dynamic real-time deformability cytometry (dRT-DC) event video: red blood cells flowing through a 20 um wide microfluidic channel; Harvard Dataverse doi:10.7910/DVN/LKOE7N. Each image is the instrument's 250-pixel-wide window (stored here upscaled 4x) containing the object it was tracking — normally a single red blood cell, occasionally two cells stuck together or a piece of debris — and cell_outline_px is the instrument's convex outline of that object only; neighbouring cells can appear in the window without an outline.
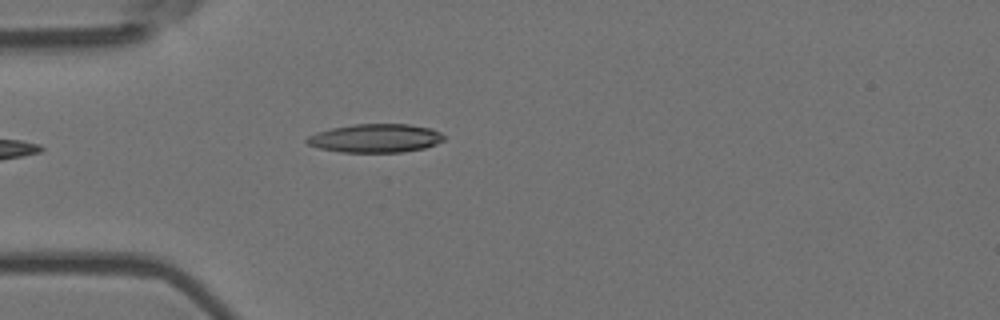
{"species": "Egyptian fruit bat (a non-hibernating species)", "species_latin": "Rousettus aegyptiacus", "temperature_condition": "room temperature", "stored_images_in_passage": 1, "camera_frame_rate_fps": 3000, "um_per_image_px": 0.085, "animal": {"sex": "female"}, "frame": {"image": 1, "passage_image": 1, "time_ms": 0.0, "image_size_px": [1000, 320], "cell_outline_px": [[448, 136], [444, 140], [436, 144], [424, 148], [404, 152], [340, 152], [320, 148], [308, 144], [304, 140], [308, 136], [316, 132], [332, 128], [352, 124], [408, 124], [432, 128]], "centroid_in_image_um": [31.95, 11.74], "position_along_channel_um": 53.1, "area_um2": 23.0}}